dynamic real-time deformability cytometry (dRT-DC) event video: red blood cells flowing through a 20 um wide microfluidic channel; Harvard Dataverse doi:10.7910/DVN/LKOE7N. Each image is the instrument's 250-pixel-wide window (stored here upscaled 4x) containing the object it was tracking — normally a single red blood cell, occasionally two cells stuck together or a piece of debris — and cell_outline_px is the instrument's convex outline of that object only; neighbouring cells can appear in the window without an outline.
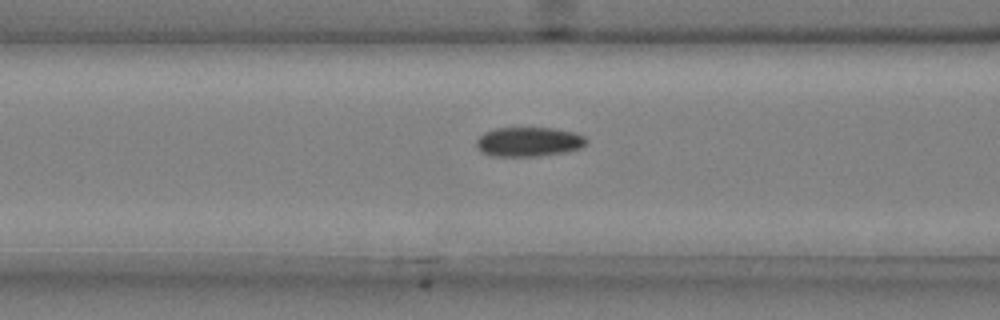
{"species": "common noctule bat (a hibernating species)", "species_latin": "Nyctalus noctula", "temperature_condition": "cold", "stored_images_in_passage": 50, "camera_frame_rate_fps": 3000, "um_per_image_px": 0.085, "animal": {"sex": "male", "body_mass_g": 20.4}, "frame": {"image": 1, "passage_image": 22, "time_ms": 7.0, "image_size_px": [1000, 320], "cell_outline_px": [[588, 140], [580, 148], [564, 152], [540, 156], [492, 156], [480, 152], [476, 148], [476, 140], [484, 132], [496, 128], [556, 128], [576, 132], [584, 136]], "centroid_in_image_um": [44.92, 12.05], "position_along_channel_um": 121.7, "area_um2": 19.02}}
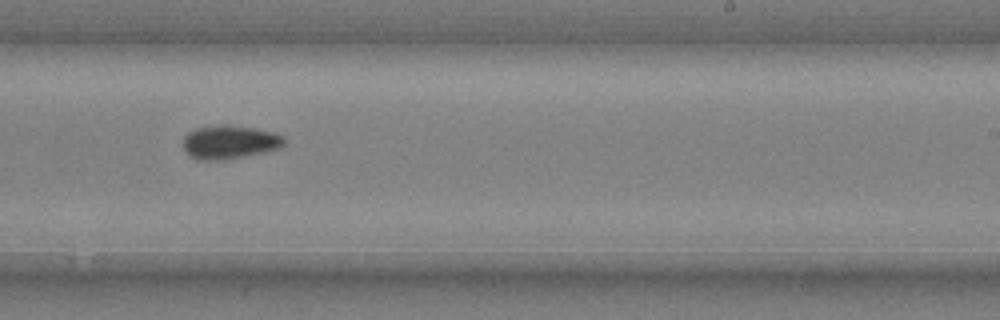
{"frame": {"image": 2, "passage_image": 34, "time_ms": 11.0, "image_size_px": [1000, 320], "cell_outline_px": [[284, 144], [280, 148], [264, 152], [224, 160], [196, 160], [188, 156], [184, 152], [184, 136], [188, 132], [196, 128], [220, 124], [224, 124], [252, 128], [276, 132], [284, 136]], "centroid_in_image_um": [19.49, 12.08], "position_along_channel_um": 269.5, "area_um2": 20.0}}
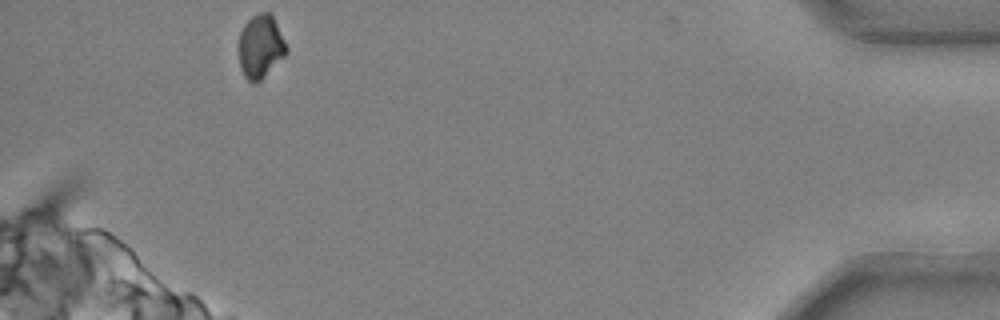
{"frame": {"image": 3, "passage_image": 50, "time_ms": 16.333, "image_size_px": [1000, 320], "cell_outline_px": [[288, 52], [256, 84], [252, 84], [244, 76], [240, 68], [240, 32], [244, 24], [252, 16], [260, 12], [268, 12], [272, 16], [288, 48]], "centroid_in_image_um": [22.14, 3.97], "position_along_channel_um": 413.1, "area_um2": 17.28}}